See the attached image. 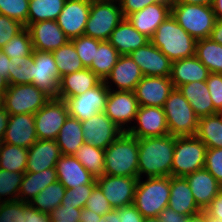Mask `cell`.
<instances>
[{"label": "cell", "mask_w": 222, "mask_h": 222, "mask_svg": "<svg viewBox=\"0 0 222 222\" xmlns=\"http://www.w3.org/2000/svg\"><path fill=\"white\" fill-rule=\"evenodd\" d=\"M99 222H121L118 215V209H112L105 215H101Z\"/></svg>", "instance_id": "63"}, {"label": "cell", "mask_w": 222, "mask_h": 222, "mask_svg": "<svg viewBox=\"0 0 222 222\" xmlns=\"http://www.w3.org/2000/svg\"><path fill=\"white\" fill-rule=\"evenodd\" d=\"M23 201L0 202V222H22Z\"/></svg>", "instance_id": "50"}, {"label": "cell", "mask_w": 222, "mask_h": 222, "mask_svg": "<svg viewBox=\"0 0 222 222\" xmlns=\"http://www.w3.org/2000/svg\"><path fill=\"white\" fill-rule=\"evenodd\" d=\"M108 41L120 55H129L150 42V38L140 33L124 18L113 30Z\"/></svg>", "instance_id": "27"}, {"label": "cell", "mask_w": 222, "mask_h": 222, "mask_svg": "<svg viewBox=\"0 0 222 222\" xmlns=\"http://www.w3.org/2000/svg\"><path fill=\"white\" fill-rule=\"evenodd\" d=\"M134 121H136L135 125L127 132L138 139L169 134L163 107L139 106Z\"/></svg>", "instance_id": "15"}, {"label": "cell", "mask_w": 222, "mask_h": 222, "mask_svg": "<svg viewBox=\"0 0 222 222\" xmlns=\"http://www.w3.org/2000/svg\"><path fill=\"white\" fill-rule=\"evenodd\" d=\"M169 135L196 136L199 117L178 88H174L163 105Z\"/></svg>", "instance_id": "6"}, {"label": "cell", "mask_w": 222, "mask_h": 222, "mask_svg": "<svg viewBox=\"0 0 222 222\" xmlns=\"http://www.w3.org/2000/svg\"><path fill=\"white\" fill-rule=\"evenodd\" d=\"M194 200L203 211L222 190V185L205 168L185 176Z\"/></svg>", "instance_id": "26"}, {"label": "cell", "mask_w": 222, "mask_h": 222, "mask_svg": "<svg viewBox=\"0 0 222 222\" xmlns=\"http://www.w3.org/2000/svg\"><path fill=\"white\" fill-rule=\"evenodd\" d=\"M85 143L105 150L122 132L104 112L81 121Z\"/></svg>", "instance_id": "16"}, {"label": "cell", "mask_w": 222, "mask_h": 222, "mask_svg": "<svg viewBox=\"0 0 222 222\" xmlns=\"http://www.w3.org/2000/svg\"><path fill=\"white\" fill-rule=\"evenodd\" d=\"M108 93V87L104 81H101L97 86L83 94L67 98L65 101L68 106L69 116L83 121L93 115L104 112Z\"/></svg>", "instance_id": "12"}, {"label": "cell", "mask_w": 222, "mask_h": 222, "mask_svg": "<svg viewBox=\"0 0 222 222\" xmlns=\"http://www.w3.org/2000/svg\"><path fill=\"white\" fill-rule=\"evenodd\" d=\"M66 0H29L28 24L57 20Z\"/></svg>", "instance_id": "39"}, {"label": "cell", "mask_w": 222, "mask_h": 222, "mask_svg": "<svg viewBox=\"0 0 222 222\" xmlns=\"http://www.w3.org/2000/svg\"><path fill=\"white\" fill-rule=\"evenodd\" d=\"M28 149L8 143H0V169L25 173Z\"/></svg>", "instance_id": "38"}, {"label": "cell", "mask_w": 222, "mask_h": 222, "mask_svg": "<svg viewBox=\"0 0 222 222\" xmlns=\"http://www.w3.org/2000/svg\"><path fill=\"white\" fill-rule=\"evenodd\" d=\"M204 211L214 218L222 221V190L212 199Z\"/></svg>", "instance_id": "57"}, {"label": "cell", "mask_w": 222, "mask_h": 222, "mask_svg": "<svg viewBox=\"0 0 222 222\" xmlns=\"http://www.w3.org/2000/svg\"><path fill=\"white\" fill-rule=\"evenodd\" d=\"M10 66H11L10 58L0 49V74L7 81H8Z\"/></svg>", "instance_id": "59"}, {"label": "cell", "mask_w": 222, "mask_h": 222, "mask_svg": "<svg viewBox=\"0 0 222 222\" xmlns=\"http://www.w3.org/2000/svg\"><path fill=\"white\" fill-rule=\"evenodd\" d=\"M71 41L74 44L75 50L80 57L84 68H89L95 58L100 40L81 35L79 37L72 38Z\"/></svg>", "instance_id": "45"}, {"label": "cell", "mask_w": 222, "mask_h": 222, "mask_svg": "<svg viewBox=\"0 0 222 222\" xmlns=\"http://www.w3.org/2000/svg\"><path fill=\"white\" fill-rule=\"evenodd\" d=\"M143 222H162L159 217L144 218Z\"/></svg>", "instance_id": "68"}, {"label": "cell", "mask_w": 222, "mask_h": 222, "mask_svg": "<svg viewBox=\"0 0 222 222\" xmlns=\"http://www.w3.org/2000/svg\"><path fill=\"white\" fill-rule=\"evenodd\" d=\"M37 140L34 114L25 113L9 116L2 142L28 149Z\"/></svg>", "instance_id": "23"}, {"label": "cell", "mask_w": 222, "mask_h": 222, "mask_svg": "<svg viewBox=\"0 0 222 222\" xmlns=\"http://www.w3.org/2000/svg\"><path fill=\"white\" fill-rule=\"evenodd\" d=\"M195 56L210 73L222 74V45L210 37L196 41Z\"/></svg>", "instance_id": "34"}, {"label": "cell", "mask_w": 222, "mask_h": 222, "mask_svg": "<svg viewBox=\"0 0 222 222\" xmlns=\"http://www.w3.org/2000/svg\"><path fill=\"white\" fill-rule=\"evenodd\" d=\"M184 222H207V213L203 210L195 215H191Z\"/></svg>", "instance_id": "64"}, {"label": "cell", "mask_w": 222, "mask_h": 222, "mask_svg": "<svg viewBox=\"0 0 222 222\" xmlns=\"http://www.w3.org/2000/svg\"><path fill=\"white\" fill-rule=\"evenodd\" d=\"M69 116L65 100H50L34 114L35 129L38 139L55 140L61 127Z\"/></svg>", "instance_id": "10"}, {"label": "cell", "mask_w": 222, "mask_h": 222, "mask_svg": "<svg viewBox=\"0 0 222 222\" xmlns=\"http://www.w3.org/2000/svg\"><path fill=\"white\" fill-rule=\"evenodd\" d=\"M204 168L222 185V148H207Z\"/></svg>", "instance_id": "48"}, {"label": "cell", "mask_w": 222, "mask_h": 222, "mask_svg": "<svg viewBox=\"0 0 222 222\" xmlns=\"http://www.w3.org/2000/svg\"><path fill=\"white\" fill-rule=\"evenodd\" d=\"M55 140L62 155H74L77 149L85 143L81 121L68 116Z\"/></svg>", "instance_id": "33"}, {"label": "cell", "mask_w": 222, "mask_h": 222, "mask_svg": "<svg viewBox=\"0 0 222 222\" xmlns=\"http://www.w3.org/2000/svg\"><path fill=\"white\" fill-rule=\"evenodd\" d=\"M119 56L118 51L108 40L100 41L95 58L88 69L104 81L116 65Z\"/></svg>", "instance_id": "36"}, {"label": "cell", "mask_w": 222, "mask_h": 222, "mask_svg": "<svg viewBox=\"0 0 222 222\" xmlns=\"http://www.w3.org/2000/svg\"><path fill=\"white\" fill-rule=\"evenodd\" d=\"M207 222H222V221L207 214Z\"/></svg>", "instance_id": "69"}, {"label": "cell", "mask_w": 222, "mask_h": 222, "mask_svg": "<svg viewBox=\"0 0 222 222\" xmlns=\"http://www.w3.org/2000/svg\"><path fill=\"white\" fill-rule=\"evenodd\" d=\"M22 222H51L50 214L42 213L29 203L23 202Z\"/></svg>", "instance_id": "55"}, {"label": "cell", "mask_w": 222, "mask_h": 222, "mask_svg": "<svg viewBox=\"0 0 222 222\" xmlns=\"http://www.w3.org/2000/svg\"><path fill=\"white\" fill-rule=\"evenodd\" d=\"M210 38L222 45V18H217Z\"/></svg>", "instance_id": "61"}, {"label": "cell", "mask_w": 222, "mask_h": 222, "mask_svg": "<svg viewBox=\"0 0 222 222\" xmlns=\"http://www.w3.org/2000/svg\"><path fill=\"white\" fill-rule=\"evenodd\" d=\"M31 69V83L50 98H58L59 71L52 52L34 50Z\"/></svg>", "instance_id": "11"}, {"label": "cell", "mask_w": 222, "mask_h": 222, "mask_svg": "<svg viewBox=\"0 0 222 222\" xmlns=\"http://www.w3.org/2000/svg\"><path fill=\"white\" fill-rule=\"evenodd\" d=\"M11 66L8 74L9 85H21L31 83L30 65L34 62V50L31 56L10 58Z\"/></svg>", "instance_id": "42"}, {"label": "cell", "mask_w": 222, "mask_h": 222, "mask_svg": "<svg viewBox=\"0 0 222 222\" xmlns=\"http://www.w3.org/2000/svg\"><path fill=\"white\" fill-rule=\"evenodd\" d=\"M61 155L56 140L38 139L28 148L26 172L36 173L45 169L56 168Z\"/></svg>", "instance_id": "25"}, {"label": "cell", "mask_w": 222, "mask_h": 222, "mask_svg": "<svg viewBox=\"0 0 222 222\" xmlns=\"http://www.w3.org/2000/svg\"><path fill=\"white\" fill-rule=\"evenodd\" d=\"M163 0H119V5L123 13L124 18L128 15L140 11L148 5L161 2Z\"/></svg>", "instance_id": "54"}, {"label": "cell", "mask_w": 222, "mask_h": 222, "mask_svg": "<svg viewBox=\"0 0 222 222\" xmlns=\"http://www.w3.org/2000/svg\"><path fill=\"white\" fill-rule=\"evenodd\" d=\"M29 0H0V14L28 24Z\"/></svg>", "instance_id": "46"}, {"label": "cell", "mask_w": 222, "mask_h": 222, "mask_svg": "<svg viewBox=\"0 0 222 222\" xmlns=\"http://www.w3.org/2000/svg\"><path fill=\"white\" fill-rule=\"evenodd\" d=\"M104 174L138 177V138L123 131L104 150Z\"/></svg>", "instance_id": "3"}, {"label": "cell", "mask_w": 222, "mask_h": 222, "mask_svg": "<svg viewBox=\"0 0 222 222\" xmlns=\"http://www.w3.org/2000/svg\"><path fill=\"white\" fill-rule=\"evenodd\" d=\"M178 90L189 101L190 106L199 118L218 113L213 107L206 81L183 84L178 87Z\"/></svg>", "instance_id": "31"}, {"label": "cell", "mask_w": 222, "mask_h": 222, "mask_svg": "<svg viewBox=\"0 0 222 222\" xmlns=\"http://www.w3.org/2000/svg\"><path fill=\"white\" fill-rule=\"evenodd\" d=\"M171 14L196 41L209 38L216 22L212 6L172 3Z\"/></svg>", "instance_id": "5"}, {"label": "cell", "mask_w": 222, "mask_h": 222, "mask_svg": "<svg viewBox=\"0 0 222 222\" xmlns=\"http://www.w3.org/2000/svg\"><path fill=\"white\" fill-rule=\"evenodd\" d=\"M85 208L99 215H105L113 209L98 185L94 187L90 197L86 200Z\"/></svg>", "instance_id": "51"}, {"label": "cell", "mask_w": 222, "mask_h": 222, "mask_svg": "<svg viewBox=\"0 0 222 222\" xmlns=\"http://www.w3.org/2000/svg\"><path fill=\"white\" fill-rule=\"evenodd\" d=\"M124 19L116 0H91L90 14L84 35L94 39L109 40L111 33Z\"/></svg>", "instance_id": "7"}, {"label": "cell", "mask_w": 222, "mask_h": 222, "mask_svg": "<svg viewBox=\"0 0 222 222\" xmlns=\"http://www.w3.org/2000/svg\"><path fill=\"white\" fill-rule=\"evenodd\" d=\"M196 136L207 148H222V117L219 113L199 118Z\"/></svg>", "instance_id": "35"}, {"label": "cell", "mask_w": 222, "mask_h": 222, "mask_svg": "<svg viewBox=\"0 0 222 222\" xmlns=\"http://www.w3.org/2000/svg\"><path fill=\"white\" fill-rule=\"evenodd\" d=\"M25 27L29 31L33 50L36 51L52 52L70 40L55 20L39 21Z\"/></svg>", "instance_id": "19"}, {"label": "cell", "mask_w": 222, "mask_h": 222, "mask_svg": "<svg viewBox=\"0 0 222 222\" xmlns=\"http://www.w3.org/2000/svg\"><path fill=\"white\" fill-rule=\"evenodd\" d=\"M10 114L2 107L0 109V143H2L8 125Z\"/></svg>", "instance_id": "62"}, {"label": "cell", "mask_w": 222, "mask_h": 222, "mask_svg": "<svg viewBox=\"0 0 222 222\" xmlns=\"http://www.w3.org/2000/svg\"><path fill=\"white\" fill-rule=\"evenodd\" d=\"M139 177L110 176L104 174L96 179L105 198L113 209L134 203L135 190Z\"/></svg>", "instance_id": "13"}, {"label": "cell", "mask_w": 222, "mask_h": 222, "mask_svg": "<svg viewBox=\"0 0 222 222\" xmlns=\"http://www.w3.org/2000/svg\"><path fill=\"white\" fill-rule=\"evenodd\" d=\"M74 156L97 179L104 175V150L90 143H83Z\"/></svg>", "instance_id": "40"}, {"label": "cell", "mask_w": 222, "mask_h": 222, "mask_svg": "<svg viewBox=\"0 0 222 222\" xmlns=\"http://www.w3.org/2000/svg\"><path fill=\"white\" fill-rule=\"evenodd\" d=\"M65 191V186L57 180L40 191L29 204L42 213L50 214L54 209L61 205Z\"/></svg>", "instance_id": "37"}, {"label": "cell", "mask_w": 222, "mask_h": 222, "mask_svg": "<svg viewBox=\"0 0 222 222\" xmlns=\"http://www.w3.org/2000/svg\"><path fill=\"white\" fill-rule=\"evenodd\" d=\"M23 175L24 173L0 169V202L18 200Z\"/></svg>", "instance_id": "44"}, {"label": "cell", "mask_w": 222, "mask_h": 222, "mask_svg": "<svg viewBox=\"0 0 222 222\" xmlns=\"http://www.w3.org/2000/svg\"><path fill=\"white\" fill-rule=\"evenodd\" d=\"M173 89L170 77L143 76L134 93L139 106L163 107Z\"/></svg>", "instance_id": "18"}, {"label": "cell", "mask_w": 222, "mask_h": 222, "mask_svg": "<svg viewBox=\"0 0 222 222\" xmlns=\"http://www.w3.org/2000/svg\"><path fill=\"white\" fill-rule=\"evenodd\" d=\"M138 179L134 205L144 218L159 217L168 207L170 198V176Z\"/></svg>", "instance_id": "4"}, {"label": "cell", "mask_w": 222, "mask_h": 222, "mask_svg": "<svg viewBox=\"0 0 222 222\" xmlns=\"http://www.w3.org/2000/svg\"><path fill=\"white\" fill-rule=\"evenodd\" d=\"M1 50L9 58L31 56L33 54V45L28 29L25 27L11 38Z\"/></svg>", "instance_id": "43"}, {"label": "cell", "mask_w": 222, "mask_h": 222, "mask_svg": "<svg viewBox=\"0 0 222 222\" xmlns=\"http://www.w3.org/2000/svg\"><path fill=\"white\" fill-rule=\"evenodd\" d=\"M129 56L138 64L143 76L170 77L172 61L151 42Z\"/></svg>", "instance_id": "20"}, {"label": "cell", "mask_w": 222, "mask_h": 222, "mask_svg": "<svg viewBox=\"0 0 222 222\" xmlns=\"http://www.w3.org/2000/svg\"><path fill=\"white\" fill-rule=\"evenodd\" d=\"M82 209L70 206H58L50 213L52 222H79Z\"/></svg>", "instance_id": "53"}, {"label": "cell", "mask_w": 222, "mask_h": 222, "mask_svg": "<svg viewBox=\"0 0 222 222\" xmlns=\"http://www.w3.org/2000/svg\"><path fill=\"white\" fill-rule=\"evenodd\" d=\"M172 0H163L148 5L144 9L128 15L126 18L140 33L151 38L157 27L171 14Z\"/></svg>", "instance_id": "21"}, {"label": "cell", "mask_w": 222, "mask_h": 222, "mask_svg": "<svg viewBox=\"0 0 222 222\" xmlns=\"http://www.w3.org/2000/svg\"><path fill=\"white\" fill-rule=\"evenodd\" d=\"M168 207L178 214L187 217L202 211L196 204L185 177L170 176V198Z\"/></svg>", "instance_id": "28"}, {"label": "cell", "mask_w": 222, "mask_h": 222, "mask_svg": "<svg viewBox=\"0 0 222 222\" xmlns=\"http://www.w3.org/2000/svg\"><path fill=\"white\" fill-rule=\"evenodd\" d=\"M101 215L93 212L92 210L86 209L85 207L82 209L79 222H99Z\"/></svg>", "instance_id": "60"}, {"label": "cell", "mask_w": 222, "mask_h": 222, "mask_svg": "<svg viewBox=\"0 0 222 222\" xmlns=\"http://www.w3.org/2000/svg\"><path fill=\"white\" fill-rule=\"evenodd\" d=\"M101 81L88 68L62 76L59 81L58 99L66 100L69 97L83 94L97 86Z\"/></svg>", "instance_id": "29"}, {"label": "cell", "mask_w": 222, "mask_h": 222, "mask_svg": "<svg viewBox=\"0 0 222 222\" xmlns=\"http://www.w3.org/2000/svg\"><path fill=\"white\" fill-rule=\"evenodd\" d=\"M214 0H172V3H186V4H197L212 6Z\"/></svg>", "instance_id": "65"}, {"label": "cell", "mask_w": 222, "mask_h": 222, "mask_svg": "<svg viewBox=\"0 0 222 222\" xmlns=\"http://www.w3.org/2000/svg\"><path fill=\"white\" fill-rule=\"evenodd\" d=\"M121 222H143L144 217L137 210L134 204H130L118 209Z\"/></svg>", "instance_id": "56"}, {"label": "cell", "mask_w": 222, "mask_h": 222, "mask_svg": "<svg viewBox=\"0 0 222 222\" xmlns=\"http://www.w3.org/2000/svg\"><path fill=\"white\" fill-rule=\"evenodd\" d=\"M214 109L222 110V74L210 73L206 80Z\"/></svg>", "instance_id": "52"}, {"label": "cell", "mask_w": 222, "mask_h": 222, "mask_svg": "<svg viewBox=\"0 0 222 222\" xmlns=\"http://www.w3.org/2000/svg\"><path fill=\"white\" fill-rule=\"evenodd\" d=\"M212 8L216 18H222V0H214L212 3Z\"/></svg>", "instance_id": "66"}, {"label": "cell", "mask_w": 222, "mask_h": 222, "mask_svg": "<svg viewBox=\"0 0 222 222\" xmlns=\"http://www.w3.org/2000/svg\"><path fill=\"white\" fill-rule=\"evenodd\" d=\"M9 87L8 81L0 74V96H3Z\"/></svg>", "instance_id": "67"}, {"label": "cell", "mask_w": 222, "mask_h": 222, "mask_svg": "<svg viewBox=\"0 0 222 222\" xmlns=\"http://www.w3.org/2000/svg\"><path fill=\"white\" fill-rule=\"evenodd\" d=\"M50 97L32 83L9 85L3 95V108L10 115L35 114Z\"/></svg>", "instance_id": "9"}, {"label": "cell", "mask_w": 222, "mask_h": 222, "mask_svg": "<svg viewBox=\"0 0 222 222\" xmlns=\"http://www.w3.org/2000/svg\"><path fill=\"white\" fill-rule=\"evenodd\" d=\"M174 148L173 135L138 139V177L172 176Z\"/></svg>", "instance_id": "1"}, {"label": "cell", "mask_w": 222, "mask_h": 222, "mask_svg": "<svg viewBox=\"0 0 222 222\" xmlns=\"http://www.w3.org/2000/svg\"><path fill=\"white\" fill-rule=\"evenodd\" d=\"M52 54L60 77L84 69L81 59L78 56L71 40H69L65 45L52 51Z\"/></svg>", "instance_id": "41"}, {"label": "cell", "mask_w": 222, "mask_h": 222, "mask_svg": "<svg viewBox=\"0 0 222 222\" xmlns=\"http://www.w3.org/2000/svg\"><path fill=\"white\" fill-rule=\"evenodd\" d=\"M210 71L201 61L192 56L172 62L170 79L174 88L194 81H206Z\"/></svg>", "instance_id": "30"}, {"label": "cell", "mask_w": 222, "mask_h": 222, "mask_svg": "<svg viewBox=\"0 0 222 222\" xmlns=\"http://www.w3.org/2000/svg\"><path fill=\"white\" fill-rule=\"evenodd\" d=\"M207 147L197 136H175L172 176L185 177L204 168Z\"/></svg>", "instance_id": "8"}, {"label": "cell", "mask_w": 222, "mask_h": 222, "mask_svg": "<svg viewBox=\"0 0 222 222\" xmlns=\"http://www.w3.org/2000/svg\"><path fill=\"white\" fill-rule=\"evenodd\" d=\"M187 216L178 214L173 209L167 207L159 214V219L162 222H184Z\"/></svg>", "instance_id": "58"}, {"label": "cell", "mask_w": 222, "mask_h": 222, "mask_svg": "<svg viewBox=\"0 0 222 222\" xmlns=\"http://www.w3.org/2000/svg\"><path fill=\"white\" fill-rule=\"evenodd\" d=\"M57 181L56 168L40 172H25L19 189L18 200L29 203L40 191Z\"/></svg>", "instance_id": "32"}, {"label": "cell", "mask_w": 222, "mask_h": 222, "mask_svg": "<svg viewBox=\"0 0 222 222\" xmlns=\"http://www.w3.org/2000/svg\"><path fill=\"white\" fill-rule=\"evenodd\" d=\"M57 180L66 189L78 185L96 184V178L82 165L74 155H61L56 164Z\"/></svg>", "instance_id": "24"}, {"label": "cell", "mask_w": 222, "mask_h": 222, "mask_svg": "<svg viewBox=\"0 0 222 222\" xmlns=\"http://www.w3.org/2000/svg\"><path fill=\"white\" fill-rule=\"evenodd\" d=\"M142 78L143 74L138 64L129 55H120L104 83L109 90L134 91L137 83ZM111 83L115 84L114 86L117 88H113Z\"/></svg>", "instance_id": "22"}, {"label": "cell", "mask_w": 222, "mask_h": 222, "mask_svg": "<svg viewBox=\"0 0 222 222\" xmlns=\"http://www.w3.org/2000/svg\"><path fill=\"white\" fill-rule=\"evenodd\" d=\"M91 0H66L57 24L63 33L71 40L84 35L89 18Z\"/></svg>", "instance_id": "17"}, {"label": "cell", "mask_w": 222, "mask_h": 222, "mask_svg": "<svg viewBox=\"0 0 222 222\" xmlns=\"http://www.w3.org/2000/svg\"><path fill=\"white\" fill-rule=\"evenodd\" d=\"M96 185L97 184L78 185V187L66 189L65 195L61 201V206L83 209L86 200L90 197Z\"/></svg>", "instance_id": "47"}, {"label": "cell", "mask_w": 222, "mask_h": 222, "mask_svg": "<svg viewBox=\"0 0 222 222\" xmlns=\"http://www.w3.org/2000/svg\"><path fill=\"white\" fill-rule=\"evenodd\" d=\"M138 108L139 104L134 91L109 90L104 113L121 130L128 131L131 121L135 120Z\"/></svg>", "instance_id": "14"}, {"label": "cell", "mask_w": 222, "mask_h": 222, "mask_svg": "<svg viewBox=\"0 0 222 222\" xmlns=\"http://www.w3.org/2000/svg\"><path fill=\"white\" fill-rule=\"evenodd\" d=\"M24 28L21 22L0 14V49Z\"/></svg>", "instance_id": "49"}, {"label": "cell", "mask_w": 222, "mask_h": 222, "mask_svg": "<svg viewBox=\"0 0 222 222\" xmlns=\"http://www.w3.org/2000/svg\"><path fill=\"white\" fill-rule=\"evenodd\" d=\"M150 42L172 62L195 56L196 40L170 14L156 29Z\"/></svg>", "instance_id": "2"}, {"label": "cell", "mask_w": 222, "mask_h": 222, "mask_svg": "<svg viewBox=\"0 0 222 222\" xmlns=\"http://www.w3.org/2000/svg\"><path fill=\"white\" fill-rule=\"evenodd\" d=\"M3 107V96H0V109Z\"/></svg>", "instance_id": "70"}]
</instances>
